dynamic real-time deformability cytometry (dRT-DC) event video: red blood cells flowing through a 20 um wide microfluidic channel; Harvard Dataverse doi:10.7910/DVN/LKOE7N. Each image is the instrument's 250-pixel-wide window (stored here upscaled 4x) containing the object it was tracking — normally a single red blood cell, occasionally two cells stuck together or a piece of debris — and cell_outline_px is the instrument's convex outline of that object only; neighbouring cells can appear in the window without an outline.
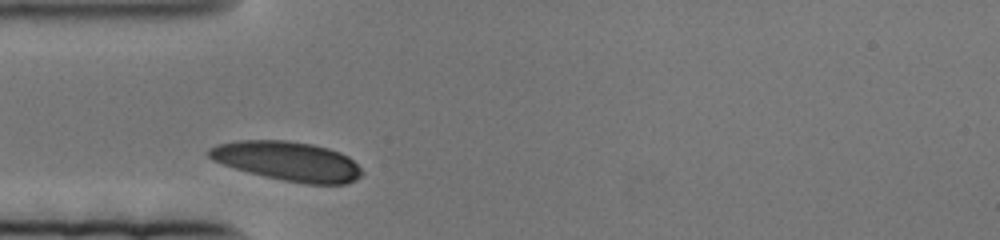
{"species": "human", "species_latin": "Homo sapiens", "temperature_condition": "cold", "stored_images_in_passage": 42, "camera_frame_rate_fps": 3000, "um_per_image_px": 0.085, "donor": {"sex": "female"}, "frame": {"image": 1, "passage_image": 1, "time_ms": 0.0, "image_size_px": [1000, 240], "cell_outline_px": [[360, 176], [356, 180], [344, 184], [304, 184], [264, 176], [248, 172], [212, 160], [208, 156], [208, 148], [216, 144], [236, 140], [284, 140], [312, 144], [328, 148], [340, 152], [348, 156], [360, 168]], "centroid_in_image_um": [24.42, 13.69], "position_along_channel_um": 60.6, "area_um2": 34.91}}
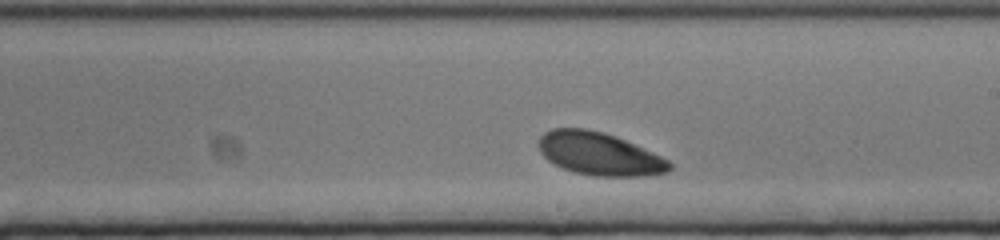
{"frame": {"image": 2, "passage_image": 24, "time_ms": 7.667, "image_size_px": [1000, 240], "cell_outline_px": [[672, 168], [668, 172], [644, 176], [596, 176], [572, 172], [548, 160], [540, 152], [540, 136], [544, 132], [552, 128], [584, 128], [616, 136], [652, 152], [668, 160], [672, 164]], "centroid_in_image_um": [50.95, 13.08], "position_along_channel_um": 238.1, "area_um2": 32.43}}
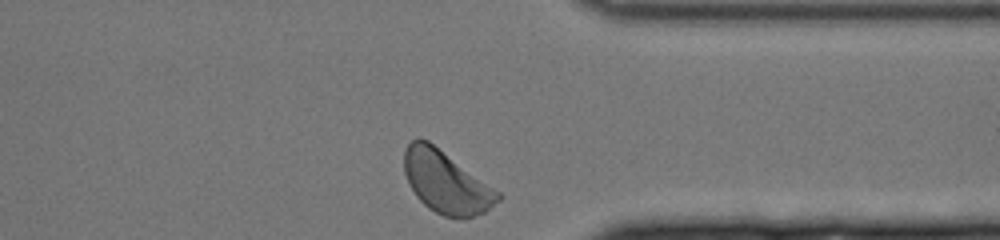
{"frame": {"image": 3, "passage_image": 42, "time_ms": 13.667, "image_size_px": [1000, 240], "cell_outline_px": [[504, 196], [500, 200], [484, 212], [472, 216], [444, 216], [428, 208], [416, 196], [404, 172], [404, 148], [412, 140], [420, 136], [428, 140], [500, 192]], "centroid_in_image_um": [37.9, 15.45], "position_along_channel_um": 373.5, "area_um2": 33.52}}